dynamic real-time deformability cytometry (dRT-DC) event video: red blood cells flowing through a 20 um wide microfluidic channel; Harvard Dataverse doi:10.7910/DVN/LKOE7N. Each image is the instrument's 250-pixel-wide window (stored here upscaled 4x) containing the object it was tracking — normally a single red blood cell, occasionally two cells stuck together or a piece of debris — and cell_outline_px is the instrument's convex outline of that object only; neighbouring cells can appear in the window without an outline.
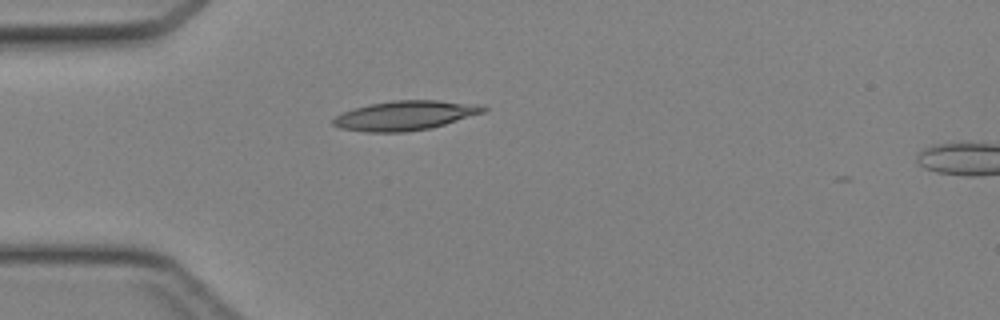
{"species": "Egyptian fruit bat (a non-hibernating species)", "species_latin": "Rousettus aegyptiacus", "temperature_condition": "cold", "stored_images_in_passage": 34, "camera_frame_rate_fps": 3000, "um_per_image_px": 0.085, "animal": {"sex": "female"}, "frame": {"image": 1, "passage_image": 1, "time_ms": 0.0, "image_size_px": [1000, 320], "cell_outline_px": [[488, 108], [484, 112], [432, 128], [404, 132], [364, 132], [340, 128], [332, 124], [332, 120], [340, 112], [352, 108], [368, 104], [392, 100], [436, 100], [480, 104]], "centroid_in_image_um": [34.4, 9.81], "position_along_channel_um": 50.6, "area_um2": 26.01}}
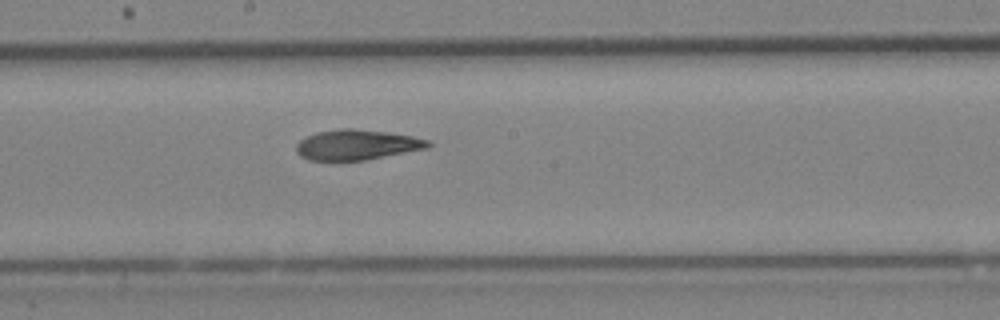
{"frame": {"image": 2, "passage_image": 13, "time_ms": 4.0, "image_size_px": [1000, 320], "cell_outline_px": [[432, 144], [428, 148], [364, 160], [308, 160], [300, 156], [296, 152], [296, 144], [300, 140], [316, 132], [340, 128], [352, 128], [384, 132], [412, 136], [428, 140]], "centroid_in_image_um": [30.3, 12.3], "position_along_channel_um": 217.9, "area_um2": 23.06}}
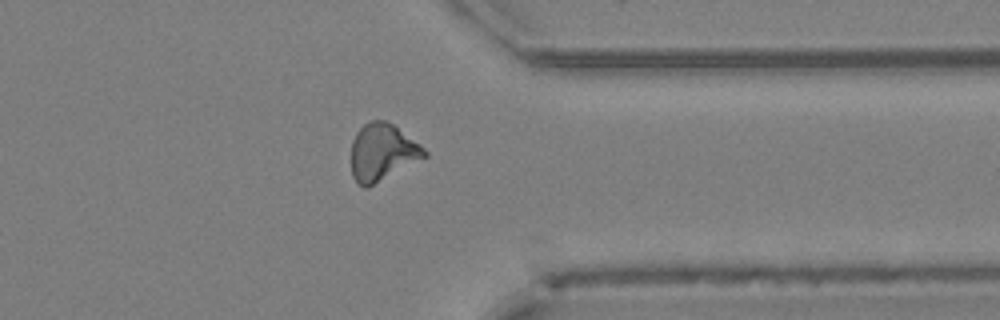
{"frame": {"image": 3, "passage_image": 24, "time_ms": 7.667, "image_size_px": [1000, 320], "cell_outline_px": [[428, 156], [368, 188], [364, 188], [352, 176], [352, 140], [356, 132], [364, 124], [372, 120], [388, 120], [420, 144], [428, 152]], "centroid_in_image_um": [32.52, 12.94], "position_along_channel_um": 378.9, "area_um2": 24.45}}